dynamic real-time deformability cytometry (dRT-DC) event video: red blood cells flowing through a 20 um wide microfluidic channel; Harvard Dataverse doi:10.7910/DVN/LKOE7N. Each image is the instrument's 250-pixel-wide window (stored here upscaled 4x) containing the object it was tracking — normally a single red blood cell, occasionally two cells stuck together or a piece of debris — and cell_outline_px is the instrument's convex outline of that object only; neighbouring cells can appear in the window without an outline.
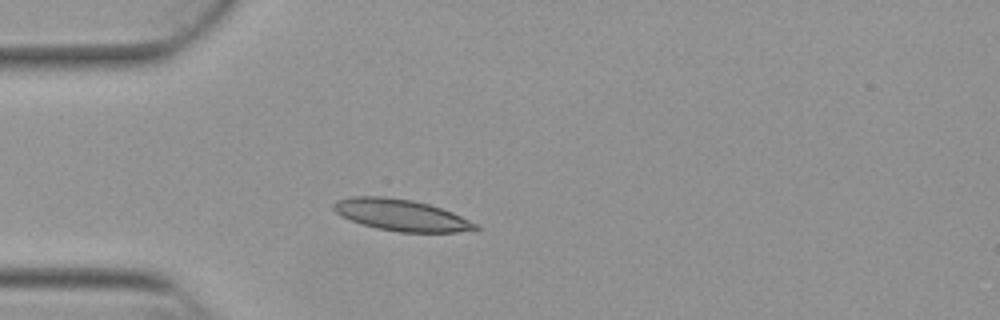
{"species": "Egyptian fruit bat (a non-hibernating species)", "species_latin": "Rousettus aegyptiacus", "temperature_condition": "warm", "stored_images_in_passage": 39, "camera_frame_rate_fps": 3000, "um_per_image_px": 0.085, "animal": {"sex": "female"}, "frame": {"image": 1, "passage_image": 1, "time_ms": 0.0, "image_size_px": [1000, 320], "cell_outline_px": [[480, 228], [456, 232], [400, 232], [376, 228], [352, 220], [336, 212], [332, 208], [332, 204], [336, 200], [352, 196], [384, 196], [412, 200], [428, 204], [452, 212], [480, 224]], "centroid_in_image_um": [34.12, 18.27], "position_along_channel_um": 50.9, "area_um2": 25.89}}
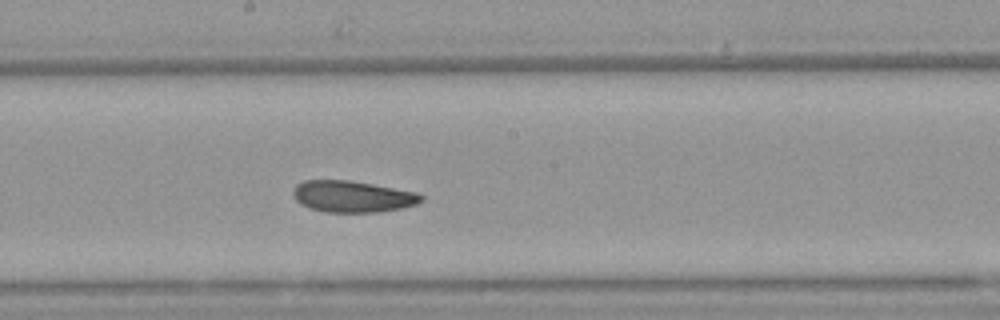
{"frame": {"image": 2, "passage_image": 15, "time_ms": 4.667, "image_size_px": [1000, 320], "cell_outline_px": [[424, 200], [416, 204], [400, 208], [376, 212], [324, 212], [300, 204], [292, 196], [292, 192], [296, 184], [304, 180], [348, 180], [420, 192], [424, 196]], "centroid_in_image_um": [29.97, 16.69], "position_along_channel_um": 218.2, "area_um2": 23.64}}
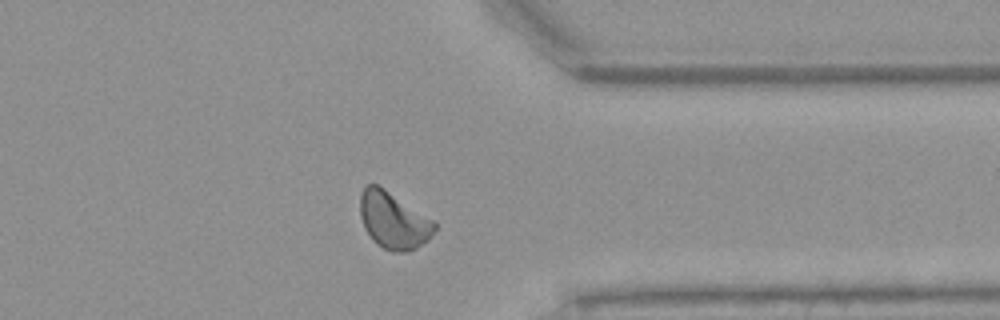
{"frame": {"image": 3, "passage_image": 28, "time_ms": 9.0, "image_size_px": [1000, 320], "cell_outline_px": [[436, 228], [428, 240], [416, 248], [404, 252], [392, 252], [376, 244], [372, 240], [364, 228], [360, 216], [360, 196], [364, 188], [368, 184], [380, 184], [436, 220]], "centroid_in_image_um": [33.46, 18.71], "position_along_channel_um": 377.9, "area_um2": 25.2}, "authors_computed_cell_mechanics": {"area_um2": 23.9292, "velocity_mm_per_s": 3.8481, "shape_relaxation_time_tau1_ms": null, "shape_relaxation_time_tau2_ms": 3.7934, "deformation_change_tau1": null, "deformation_change_tau2": 0.0995}}